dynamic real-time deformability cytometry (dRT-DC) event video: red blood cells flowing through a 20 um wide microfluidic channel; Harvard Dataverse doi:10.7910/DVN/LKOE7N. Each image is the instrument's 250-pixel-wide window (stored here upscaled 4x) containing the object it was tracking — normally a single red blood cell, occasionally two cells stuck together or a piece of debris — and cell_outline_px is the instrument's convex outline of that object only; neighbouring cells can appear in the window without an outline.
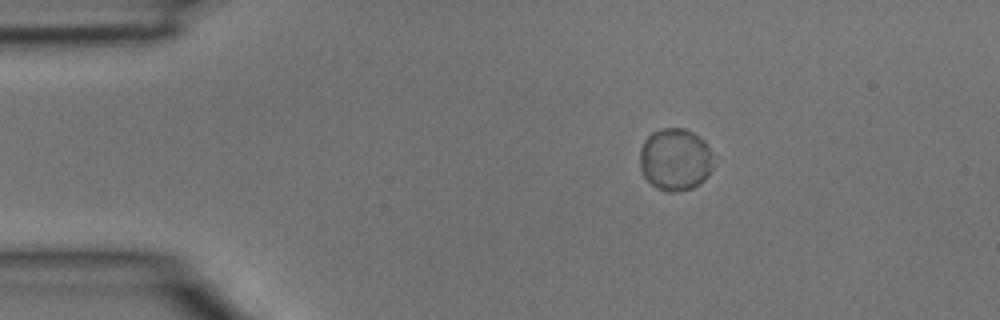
{"species": "common noctule bat (a hibernating species)", "species_latin": "Nyctalus noctula", "temperature_condition": "room temperature", "stored_images_in_passage": 4, "segment_of_instrument_passage": [1, 2], "camera_frame_rate_fps": 3000, "um_per_image_px": 0.085, "animal": {"sex": "male", "body_mass_g": 15.6}, "frame": {"image": 1, "passage_image": 2, "time_ms": 0.333, "image_size_px": [1000, 320], "cell_outline_px": [[712, 168], [708, 176], [704, 180], [692, 188], [672, 192], [664, 192], [656, 188], [644, 176], [640, 168], [640, 148], [644, 140], [652, 132], [664, 128], [684, 128], [692, 132], [704, 140], [708, 144], [712, 152]], "centroid_in_image_um": [57.39, 13.55], "position_along_channel_um": 27.6, "area_um2": 26.88}}